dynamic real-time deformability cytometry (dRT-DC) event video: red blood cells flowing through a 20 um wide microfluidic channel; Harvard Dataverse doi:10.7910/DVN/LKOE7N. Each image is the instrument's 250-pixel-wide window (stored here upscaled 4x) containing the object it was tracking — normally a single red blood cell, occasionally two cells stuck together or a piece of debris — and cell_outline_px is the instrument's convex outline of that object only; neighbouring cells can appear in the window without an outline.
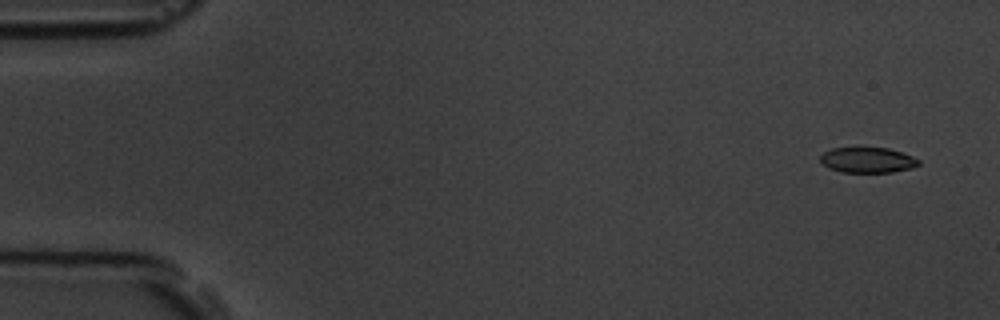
{"species": "common noctule bat (a hibernating species)", "species_latin": "Nyctalus noctula", "temperature_condition": "room temperature", "stored_images_in_passage": 6, "camera_frame_rate_fps": 3000, "um_per_image_px": 0.085, "animal": {"sex": "male", "body_mass_g": 19.5, "forearm_length_mm": 54.6}, "frame": {"image": 1, "passage_image": 1, "time_ms": 0.0, "image_size_px": [1000, 320], "cell_outline_px": [[920, 164], [912, 168], [892, 172], [840, 172], [828, 168], [820, 164], [820, 156], [824, 152], [832, 148], [860, 144], [888, 148], [912, 156], [920, 160]], "centroid_in_image_um": [73.68, 13.55], "position_along_channel_um": 11.3, "area_um2": 15.43}}
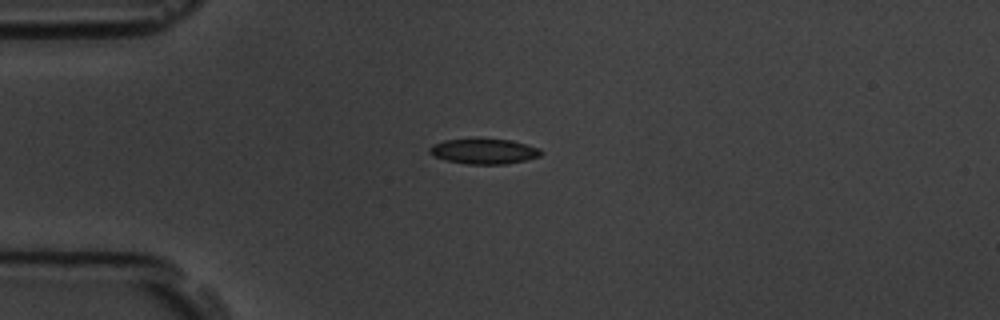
{"frame": {"image": 2, "passage_image": 4, "time_ms": 3.667, "image_size_px": [1000, 320], "cell_outline_px": [[544, 152], [540, 156], [508, 164], [464, 164], [444, 160], [428, 152], [428, 148], [432, 144], [444, 140], [476, 136], [512, 140], [540, 148]], "centroid_in_image_um": [41.11, 12.82], "position_along_channel_um": 43.9, "area_um2": 17.22}}
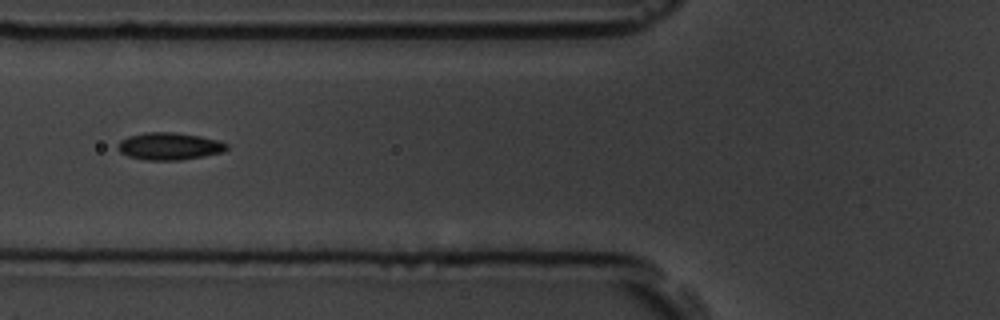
{"frame": {"image": 3, "passage_image": 6, "time_ms": 6.0, "image_size_px": [1000, 320], "cell_outline_px": [[228, 148], [224, 152], [204, 156], [180, 160], [144, 160], [128, 156], [120, 152], [116, 148], [120, 140], [128, 136], [144, 132], [176, 132], [200, 136], [216, 140], [228, 144]], "centroid_in_image_um": [14.37, 12.43], "position_along_channel_um": 111.4, "area_um2": 17.46}}